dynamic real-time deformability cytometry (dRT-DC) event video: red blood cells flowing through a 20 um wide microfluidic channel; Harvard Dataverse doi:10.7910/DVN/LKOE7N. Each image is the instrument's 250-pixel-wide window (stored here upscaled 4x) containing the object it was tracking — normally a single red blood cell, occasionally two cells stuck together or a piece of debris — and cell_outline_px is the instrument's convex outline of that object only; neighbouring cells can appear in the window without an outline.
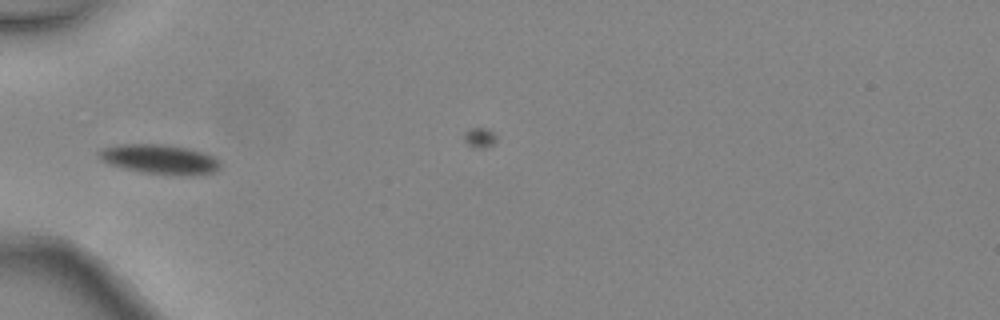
{"species": "common noctule bat (a hibernating species)", "species_latin": "Nyctalus noctula", "temperature_condition": "warm", "stored_images_in_passage": 5, "camera_frame_rate_fps": 3000, "um_per_image_px": 0.085, "animal": {"sex": "female", "body_mass_g": 24.6, "forearm_length_mm": 56.2}, "frame": {"image": 1, "passage_image": 5, "time_ms": 1.333, "image_size_px": [1000, 320], "cell_outline_px": [[220, 168], [216, 172], [188, 176], [140, 172], [108, 164], [100, 160], [96, 152], [100, 148], [120, 144], [164, 144], [188, 148], [204, 152], [220, 160]], "centroid_in_image_um": [13.56, 13.53], "position_along_channel_um": 71.4, "area_um2": 21.27}}